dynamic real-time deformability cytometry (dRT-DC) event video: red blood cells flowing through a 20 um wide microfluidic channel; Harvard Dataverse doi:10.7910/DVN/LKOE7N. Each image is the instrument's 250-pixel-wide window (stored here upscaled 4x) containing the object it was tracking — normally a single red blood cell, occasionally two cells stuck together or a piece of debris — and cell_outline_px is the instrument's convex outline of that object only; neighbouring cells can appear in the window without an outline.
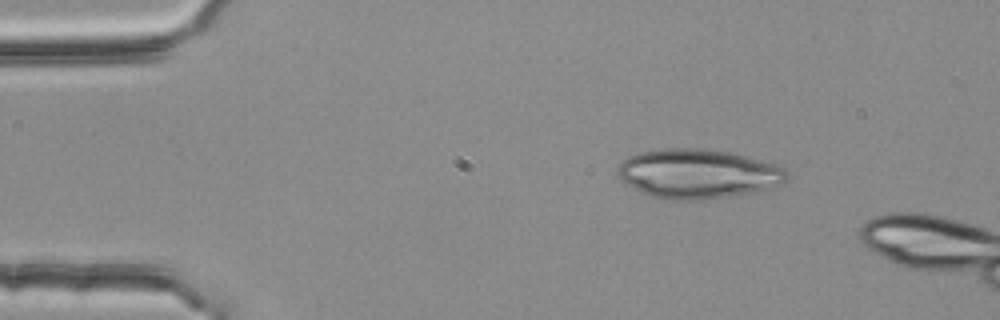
{"species": "common noctule bat (a hibernating species)", "species_latin": "Nyctalus noctula", "temperature_condition": "room temperature", "stored_images_in_passage": 3, "camera_frame_rate_fps": 3000, "um_per_image_px": 0.085, "animal": {"sex": "female", "body_mass_g": 25.1}, "frame": {"image": 1, "passage_image": 1, "time_ms": 0.0, "image_size_px": [1000, 320], "cell_outline_px": [[788, 176], [784, 180], [776, 184], [756, 192], [704, 200], [676, 200], [652, 196], [640, 192], [624, 184], [620, 180], [616, 172], [620, 164], [628, 156], [640, 152], [664, 148], [696, 148], [728, 152], [776, 164], [784, 168], [788, 172]], "centroid_in_image_um": [59.26, 14.77], "position_along_channel_um": 25.7, "area_um2": 48.49}}